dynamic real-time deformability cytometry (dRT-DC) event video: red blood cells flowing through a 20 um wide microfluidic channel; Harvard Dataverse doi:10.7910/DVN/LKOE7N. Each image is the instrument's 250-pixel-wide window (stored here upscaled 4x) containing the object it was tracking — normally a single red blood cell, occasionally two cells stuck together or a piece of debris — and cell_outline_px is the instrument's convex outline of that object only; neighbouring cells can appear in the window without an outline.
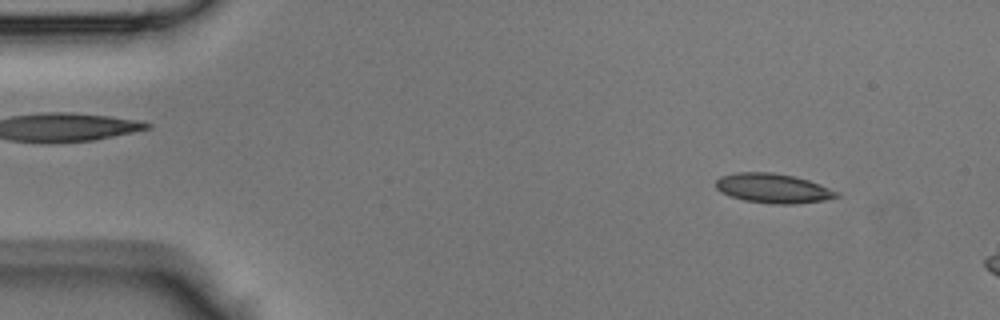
{"species": "Egyptian fruit bat (a non-hibernating species)", "species_latin": "Rousettus aegyptiacus", "temperature_condition": "room temperature", "stored_images_in_passage": 9, "camera_frame_rate_fps": 3000, "um_per_image_px": 0.085, "animal": {"sex": "male"}, "frame": {"image": 1, "passage_image": 4, "time_ms": 1.0, "image_size_px": [1000, 320], "cell_outline_px": [[840, 196], [824, 200], [796, 204], [772, 204], [744, 200], [720, 192], [716, 188], [716, 180], [720, 176], [736, 172], [772, 172], [796, 176], [820, 184], [840, 192]], "centroid_in_image_um": [65.73, 16.0], "position_along_channel_um": 19.3, "area_um2": 20.92}}